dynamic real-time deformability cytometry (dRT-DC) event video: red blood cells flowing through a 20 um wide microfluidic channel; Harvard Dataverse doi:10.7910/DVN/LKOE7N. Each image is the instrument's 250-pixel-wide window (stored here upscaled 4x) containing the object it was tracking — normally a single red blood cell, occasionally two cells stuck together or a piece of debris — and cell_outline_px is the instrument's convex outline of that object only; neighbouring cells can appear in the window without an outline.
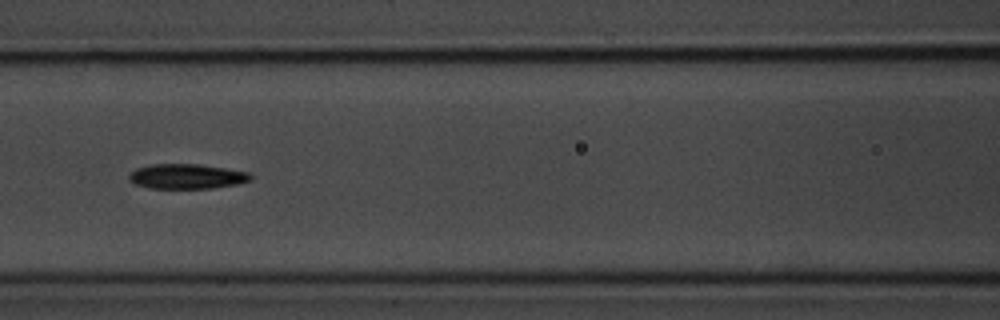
{"species": "common noctule bat (a hibernating species)", "species_latin": "Nyctalus noctula", "temperature_condition": "room temperature", "stored_images_in_passage": 9, "camera_frame_rate_fps": 3000, "um_per_image_px": 0.085, "animal": {"sex": "male", "body_mass_g": 20.1, "forearm_length_mm": 53.5}, "frame": {"image": 1, "passage_image": 7, "time_ms": 7.333, "image_size_px": [1000, 320], "cell_outline_px": [[252, 180], [236, 184], [212, 188], [152, 188], [136, 184], [128, 180], [128, 176], [136, 168], [148, 164], [196, 164], [224, 168], [248, 172], [252, 176]], "centroid_in_image_um": [15.86, 14.99], "position_along_channel_um": 150.7, "area_um2": 17.51}}
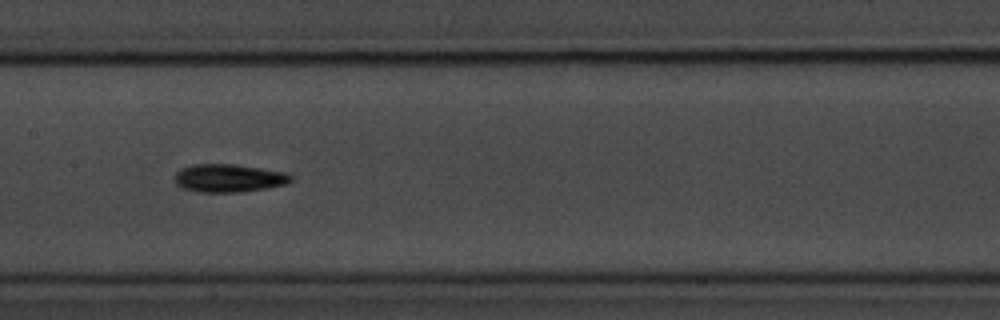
{"frame": {"image": 2, "passage_image": 8, "time_ms": 8.333, "image_size_px": [1000, 320], "cell_outline_px": [[292, 180], [288, 184], [268, 188], [240, 192], [200, 192], [184, 188], [176, 184], [176, 172], [180, 168], [192, 164], [236, 164], [288, 172], [292, 176]], "centroid_in_image_um": [19.5, 15.13], "position_along_channel_um": 187.9, "area_um2": 19.19}}